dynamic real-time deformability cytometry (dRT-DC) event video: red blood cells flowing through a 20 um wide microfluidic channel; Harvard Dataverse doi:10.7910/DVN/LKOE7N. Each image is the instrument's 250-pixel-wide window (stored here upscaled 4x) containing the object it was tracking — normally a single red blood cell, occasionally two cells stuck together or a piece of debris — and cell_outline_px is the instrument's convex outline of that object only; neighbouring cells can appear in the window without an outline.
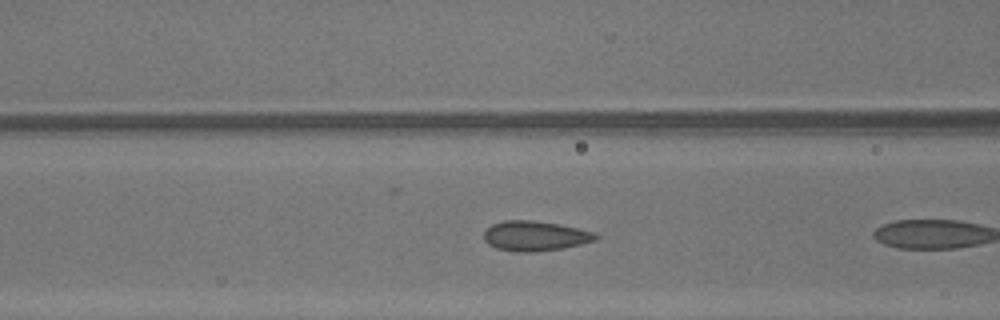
{"species": "common noctule bat (a hibernating species)", "species_latin": "Nyctalus noctula", "temperature_condition": "warm", "stored_images_in_passage": 6, "camera_frame_rate_fps": 3000, "um_per_image_px": 0.085, "animal": {"sex": "male", "body_mass_g": 13.3}, "frame": {"image": 1, "passage_image": 5, "time_ms": 1.333, "image_size_px": [1000, 320], "cell_outline_px": [[600, 236], [596, 240], [564, 248], [528, 252], [516, 252], [496, 248], [488, 244], [484, 240], [484, 232], [492, 224], [504, 220], [532, 220], [560, 224], [596, 232]], "centroid_in_image_um": [45.5, 20.05], "position_along_channel_um": 121.1, "area_um2": 19.59}}